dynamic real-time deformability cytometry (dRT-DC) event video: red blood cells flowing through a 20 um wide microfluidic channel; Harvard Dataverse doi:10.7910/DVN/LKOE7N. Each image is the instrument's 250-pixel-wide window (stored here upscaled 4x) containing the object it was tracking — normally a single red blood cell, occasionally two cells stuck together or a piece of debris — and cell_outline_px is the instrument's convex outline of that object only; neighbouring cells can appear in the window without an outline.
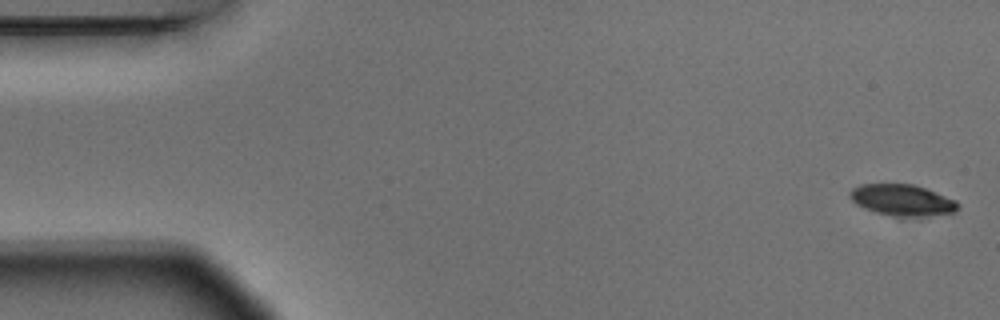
{"species": "Egyptian fruit bat (a non-hibernating species)", "species_latin": "Rousettus aegyptiacus", "temperature_condition": "warm", "stored_images_in_passage": 5, "camera_frame_rate_fps": 3000, "um_per_image_px": 0.085, "animal": {"sex": "male"}, "frame": {"image": 1, "passage_image": 1, "time_ms": 0.0, "image_size_px": [1000, 320], "cell_outline_px": [[960, 204], [956, 212], [912, 216], [900, 216], [876, 212], [864, 208], [856, 204], [848, 196], [848, 192], [852, 188], [860, 184], [912, 184], [924, 188], [956, 200]], "centroid_in_image_um": [76.65, 16.99], "position_along_channel_um": 8.4, "area_um2": 19.36}}
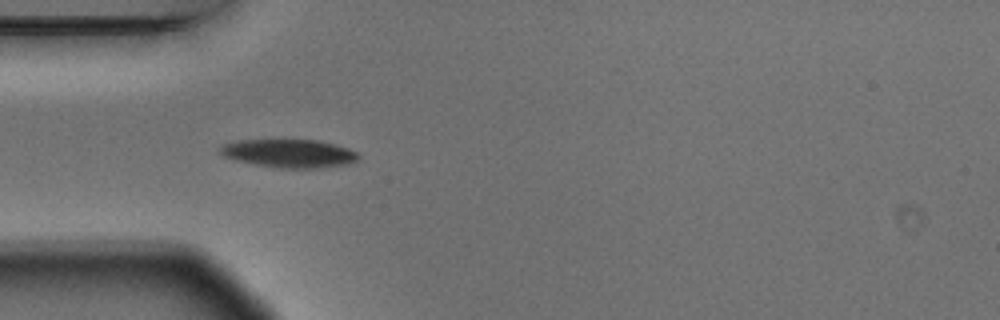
{"frame": {"image": 2, "passage_image": 5, "time_ms": 1.333, "image_size_px": [1000, 320], "cell_outline_px": [[360, 156], [356, 160], [348, 164], [320, 168], [280, 168], [256, 164], [224, 156], [220, 152], [220, 148], [224, 144], [240, 140], [316, 140], [348, 148], [356, 152]], "centroid_in_image_um": [24.62, 13.04], "position_along_channel_um": 60.4, "area_um2": 22.37}}